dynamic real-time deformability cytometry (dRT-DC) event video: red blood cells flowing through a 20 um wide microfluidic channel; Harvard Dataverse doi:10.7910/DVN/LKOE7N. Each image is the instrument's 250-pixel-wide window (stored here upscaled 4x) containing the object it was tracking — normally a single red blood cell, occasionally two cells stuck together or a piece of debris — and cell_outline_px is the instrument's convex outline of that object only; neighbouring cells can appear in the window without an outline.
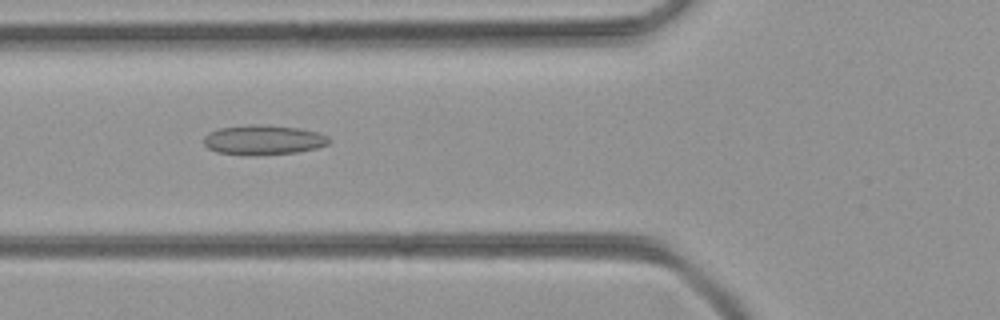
{"species": "common noctule bat (a hibernating species)", "species_latin": "Nyctalus noctula", "temperature_condition": "room temperature", "stored_images_in_passage": 35, "camera_frame_rate_fps": 3000, "um_per_image_px": 0.085, "animal": {"sex": "female", "body_mass_g": 21.9}, "frame": {"image": 1, "passage_image": 3, "time_ms": 0.667, "image_size_px": [1000, 320], "cell_outline_px": [[332, 140], [328, 144], [316, 148], [296, 152], [252, 156], [248, 156], [216, 152], [208, 148], [204, 144], [204, 136], [208, 132], [220, 128], [248, 124], [260, 124], [300, 128], [316, 132], [328, 136]], "centroid_in_image_um": [22.36, 11.89], "position_along_channel_um": 103.4, "area_um2": 21.96}}
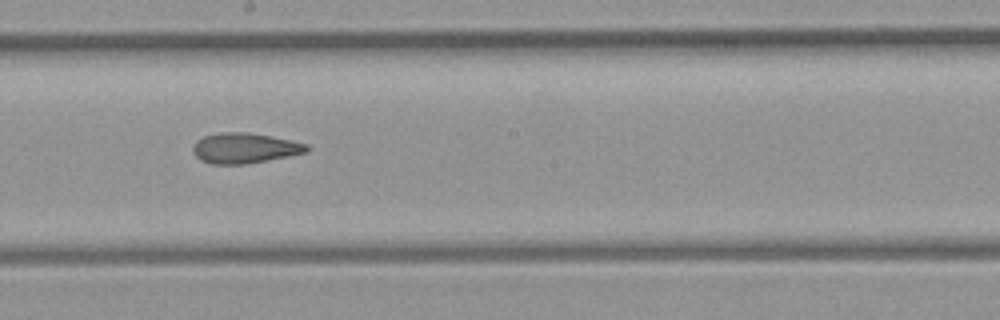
{"frame": {"image": 2, "passage_image": 12, "time_ms": 3.667, "image_size_px": [1000, 320], "cell_outline_px": [[308, 152], [248, 164], [212, 164], [200, 160], [192, 152], [192, 148], [196, 140], [204, 136], [220, 132], [248, 132], [272, 136], [308, 144]], "centroid_in_image_um": [20.77, 12.59], "position_along_channel_um": 227.4, "area_um2": 20.23}}
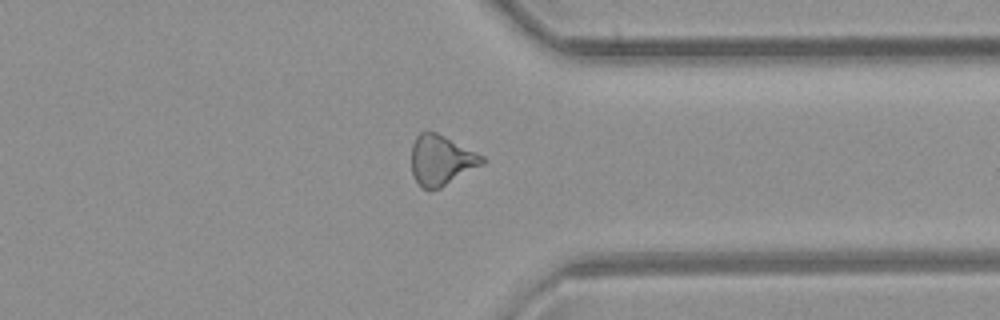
{"frame": {"image": 3, "passage_image": 23, "time_ms": 7.333, "image_size_px": [1000, 320], "cell_outline_px": [[484, 164], [440, 188], [428, 192], [420, 188], [412, 176], [412, 144], [416, 136], [420, 132], [436, 132], [484, 156]], "centroid_in_image_um": [37.47, 13.66], "position_along_channel_um": 373.9, "area_um2": 20.81}}